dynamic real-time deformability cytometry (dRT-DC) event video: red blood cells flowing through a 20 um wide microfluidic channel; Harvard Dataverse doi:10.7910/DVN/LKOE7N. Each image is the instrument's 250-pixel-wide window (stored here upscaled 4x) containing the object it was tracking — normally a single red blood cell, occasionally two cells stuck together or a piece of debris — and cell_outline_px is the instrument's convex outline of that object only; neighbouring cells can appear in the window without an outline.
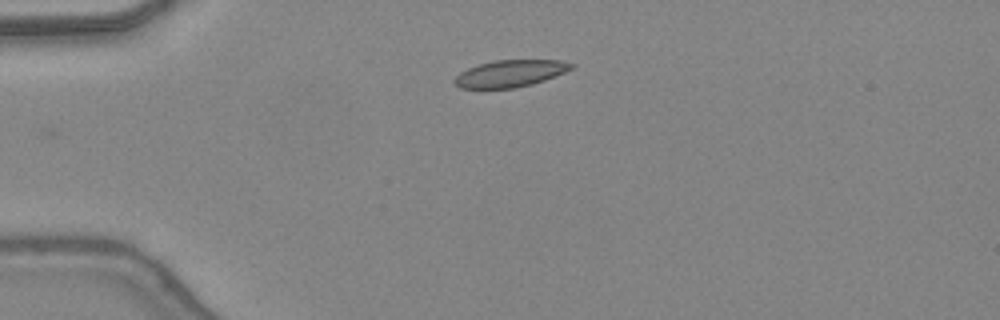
{"species": "common noctule bat (a hibernating species)", "species_latin": "Nyctalus noctula", "temperature_condition": "warm", "stored_images_in_passage": 31, "camera_frame_rate_fps": 3000, "um_per_image_px": 0.085, "animal": {"sex": "female", "body_mass_g": 24.6, "forearm_length_mm": 56.2}, "frame": {"image": 1, "passage_image": 1, "time_ms": 0.0, "image_size_px": [1000, 320], "cell_outline_px": [[576, 64], [572, 68], [564, 72], [544, 80], [532, 84], [516, 88], [460, 88], [452, 80], [460, 72], [476, 64], [496, 60], [564, 60]], "centroid_in_image_um": [43.36, 6.24], "position_along_channel_um": 41.6, "area_um2": 18.38}}
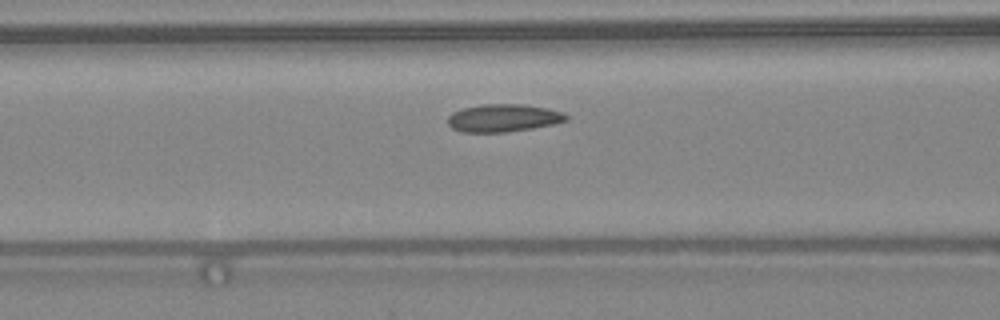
{"frame": {"image": 2, "passage_image": 9, "time_ms": 2.667, "image_size_px": [1000, 320], "cell_outline_px": [[568, 120], [556, 124], [508, 132], [460, 132], [452, 128], [448, 124], [448, 116], [452, 112], [464, 108], [484, 104], [524, 104], [548, 108], [564, 112], [568, 116]], "centroid_in_image_um": [42.81, 10.03], "position_along_channel_um": 123.8, "area_um2": 19.31}}
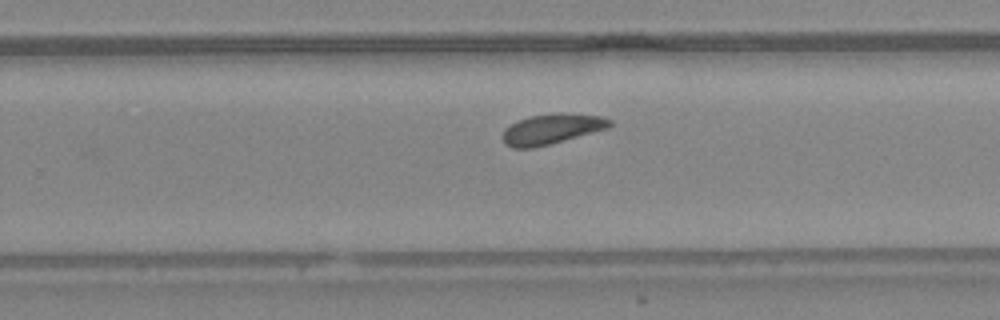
{"frame": {"image": 3, "passage_image": 20, "time_ms": 6.333, "image_size_px": [1000, 320], "cell_outline_px": [[612, 124], [608, 128], [548, 144], [532, 148], [512, 148], [504, 144], [504, 128], [516, 120], [532, 116], [560, 112], [564, 112], [600, 116], [612, 120]], "centroid_in_image_um": [46.88, 10.95], "position_along_channel_um": 282.9, "area_um2": 18.73}, "authors_computed_cell_mechanics": {"area_um2": 18.6694, "velocity_mm_per_s": 4.3544, "shape_relaxation_time_tau1_ms": 2.3298, "shape_relaxation_time_tau2_ms": 4.3397, "deformation_change_tau1": 0.0905, "deformation_change_tau2": 0.1126}}